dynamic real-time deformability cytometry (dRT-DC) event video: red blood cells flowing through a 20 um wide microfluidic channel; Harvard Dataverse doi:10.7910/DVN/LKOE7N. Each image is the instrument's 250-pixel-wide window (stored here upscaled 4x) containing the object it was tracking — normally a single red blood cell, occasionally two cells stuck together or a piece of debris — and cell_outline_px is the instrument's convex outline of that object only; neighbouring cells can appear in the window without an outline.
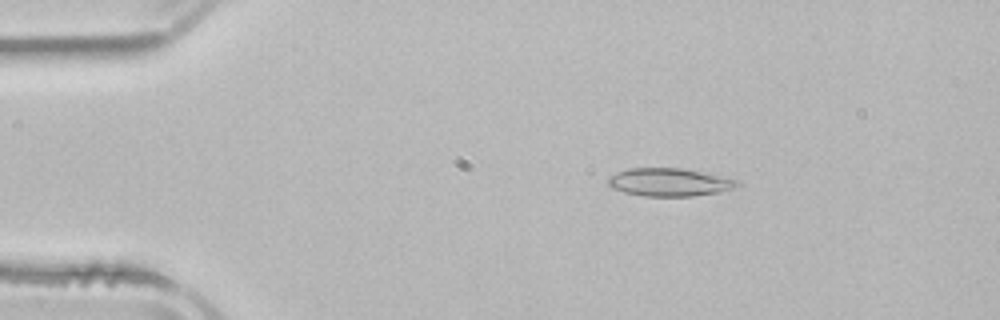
{"species": "common noctule bat (a hibernating species)", "species_latin": "Nyctalus noctula", "temperature_condition": "room temperature", "stored_images_in_passage": 4, "camera_frame_rate_fps": 3000, "um_per_image_px": 0.085, "animal": {"sex": "male", "body_mass_g": 21.5, "forearm_length_mm": 52.0}, "frame": {"image": 1, "passage_image": 2, "time_ms": 1.333, "image_size_px": [1000, 320], "cell_outline_px": [[740, 184], [724, 192], [692, 196], [644, 196], [624, 192], [612, 188], [608, 184], [608, 176], [616, 172], [628, 168], [684, 168], [728, 176], [736, 180]], "centroid_in_image_um": [56.93, 15.48], "position_along_channel_um": 28.1, "area_um2": 21.44}}
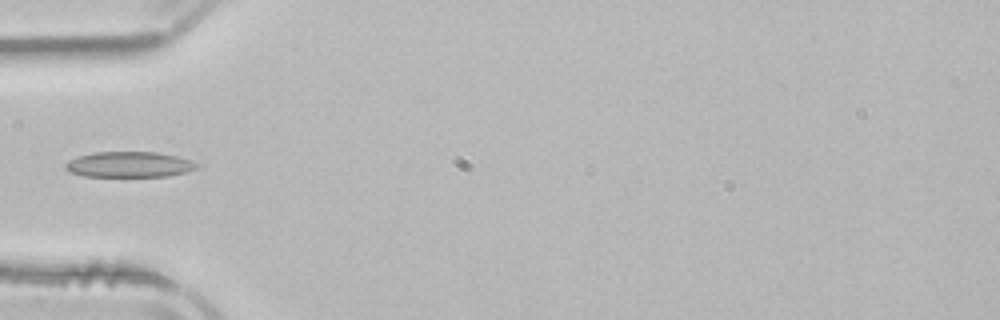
{"frame": {"image": 2, "passage_image": 4, "time_ms": 4.0, "image_size_px": [1000, 320], "cell_outline_px": [[196, 168], [188, 172], [168, 176], [84, 176], [72, 172], [64, 168], [64, 164], [68, 160], [80, 156], [96, 152], [156, 152], [176, 156], [188, 160], [196, 164]], "centroid_in_image_um": [10.95, 13.98], "position_along_channel_um": 74.0, "area_um2": 19.31}}